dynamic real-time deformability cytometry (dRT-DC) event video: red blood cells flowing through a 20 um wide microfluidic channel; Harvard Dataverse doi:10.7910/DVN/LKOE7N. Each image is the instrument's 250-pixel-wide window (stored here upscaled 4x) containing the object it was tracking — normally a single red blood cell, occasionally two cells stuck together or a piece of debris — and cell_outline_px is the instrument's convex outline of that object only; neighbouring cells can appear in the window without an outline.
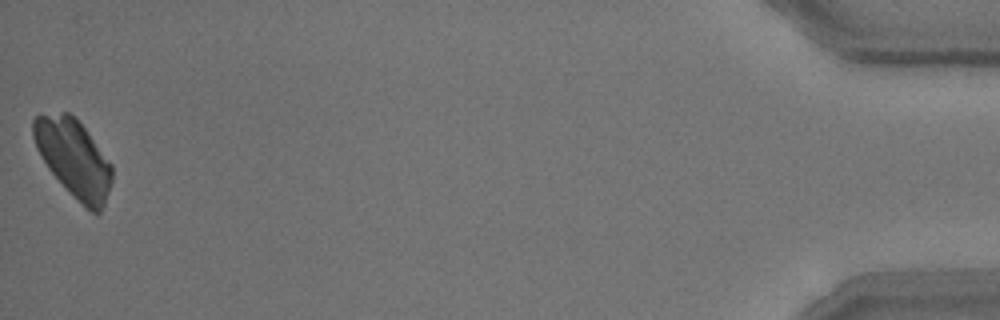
{"species": "common noctule bat (a hibernating species)", "species_latin": "Nyctalus noctula", "temperature_condition": "room temperature", "stored_images_in_passage": 52, "camera_frame_rate_fps": 3000, "um_per_image_px": 0.085, "animal": {"sex": "male", "body_mass_g": 15.6}, "frame": {"image": 1, "passage_image": 52, "time_ms": 17.0, "image_size_px": [1000, 320], "cell_outline_px": [[112, 180], [104, 204], [100, 212], [96, 216], [48, 168], [36, 148], [32, 136], [32, 120], [36, 116], [64, 112], [68, 112], [84, 128], [112, 164]], "centroid_in_image_um": [6.26, 13.42], "position_along_channel_um": 428.9, "area_um2": 34.56}}